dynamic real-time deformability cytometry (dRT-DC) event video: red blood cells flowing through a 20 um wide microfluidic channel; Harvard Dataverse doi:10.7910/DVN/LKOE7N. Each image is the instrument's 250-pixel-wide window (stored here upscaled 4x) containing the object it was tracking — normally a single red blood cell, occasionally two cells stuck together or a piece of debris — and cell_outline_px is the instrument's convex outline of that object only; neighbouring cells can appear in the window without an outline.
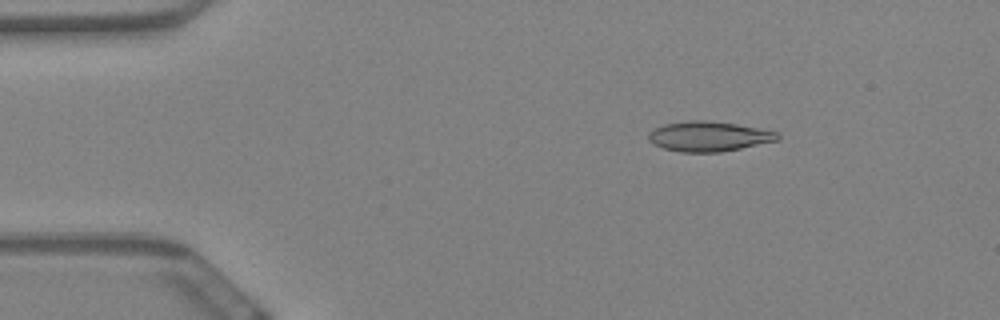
{"species": "Egyptian fruit bat (a non-hibernating species)", "species_latin": "Rousettus aegyptiacus", "temperature_condition": "warm", "stored_images_in_passage": 19, "camera_frame_rate_fps": 3000, "um_per_image_px": 0.085, "animal": {"sex": "female"}, "frame": {"image": 1, "passage_image": 9, "time_ms": 2.667, "image_size_px": [1000, 320], "cell_outline_px": [[780, 136], [776, 140], [740, 148], [720, 152], [680, 152], [664, 148], [652, 144], [648, 140], [648, 132], [652, 128], [664, 124], [692, 120], [704, 120], [736, 124], [776, 132]], "centroid_in_image_um": [60.15, 11.59], "position_along_channel_um": 24.9, "area_um2": 22.31}}